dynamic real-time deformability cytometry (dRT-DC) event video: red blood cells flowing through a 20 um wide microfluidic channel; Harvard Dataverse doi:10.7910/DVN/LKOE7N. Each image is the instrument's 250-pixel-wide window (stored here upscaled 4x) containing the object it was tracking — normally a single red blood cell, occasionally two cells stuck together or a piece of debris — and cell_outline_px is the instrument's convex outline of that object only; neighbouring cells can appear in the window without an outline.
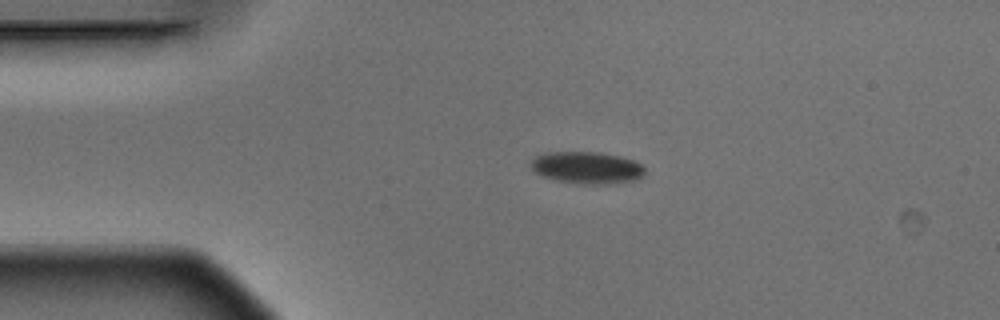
{"species": "Egyptian fruit bat (a non-hibernating species)", "species_latin": "Rousettus aegyptiacus", "temperature_condition": "warm", "stored_images_in_passage": 2, "camera_frame_rate_fps": 3000, "um_per_image_px": 0.085, "animal": {"sex": "male"}, "frame": {"image": 1, "passage_image": 1, "time_ms": 0.0, "image_size_px": [1000, 320], "cell_outline_px": [[644, 176], [632, 180], [608, 184], [584, 184], [556, 180], [544, 176], [536, 172], [528, 164], [536, 156], [548, 152], [600, 152], [620, 156], [636, 160], [644, 168]], "centroid_in_image_um": [49.9, 14.24], "position_along_channel_um": 35.1, "area_um2": 21.21}}